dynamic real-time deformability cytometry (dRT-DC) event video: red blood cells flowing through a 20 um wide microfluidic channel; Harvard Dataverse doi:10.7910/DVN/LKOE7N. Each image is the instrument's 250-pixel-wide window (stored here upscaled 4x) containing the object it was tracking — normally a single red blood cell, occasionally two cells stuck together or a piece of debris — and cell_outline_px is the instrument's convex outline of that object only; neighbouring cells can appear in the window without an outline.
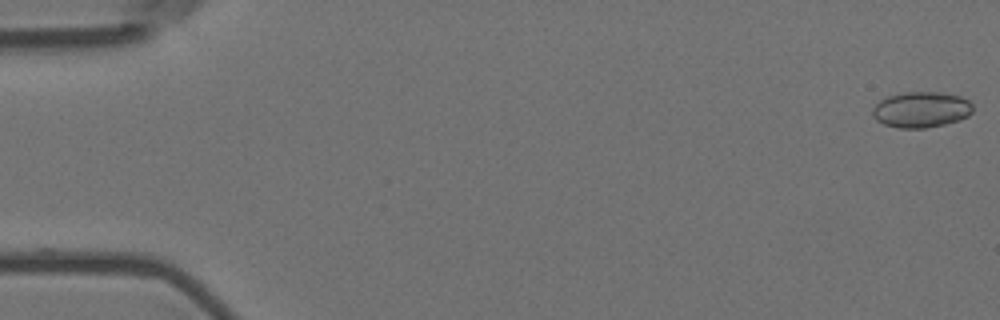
{"species": "Egyptian fruit bat (a non-hibernating species)", "species_latin": "Rousettus aegyptiacus", "temperature_condition": "room temperature", "stored_images_in_passage": 57, "camera_frame_rate_fps": 3000, "um_per_image_px": 0.085, "animal": {"sex": "female"}, "frame": {"image": 1, "passage_image": 1, "time_ms": 0.0, "image_size_px": [1000, 320], "cell_outline_px": [[972, 112], [968, 116], [960, 120], [944, 124], [924, 128], [900, 128], [884, 124], [876, 120], [872, 116], [872, 108], [880, 100], [888, 96], [904, 92], [944, 92], [960, 96], [968, 100], [972, 104]], "centroid_in_image_um": [78.3, 9.31], "position_along_channel_um": 6.7, "area_um2": 21.04}}
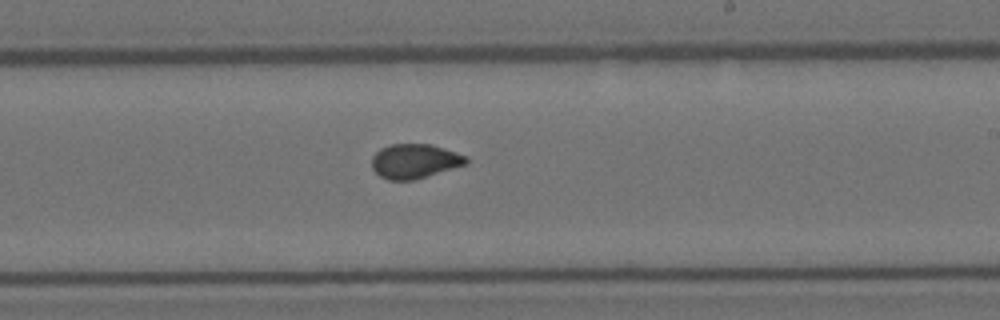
{"frame": {"image": 2, "passage_image": 34, "time_ms": 11.0, "image_size_px": [1000, 320], "cell_outline_px": [[468, 164], [412, 180], [388, 180], [380, 176], [372, 168], [372, 156], [380, 148], [392, 144], [428, 144], [444, 148], [456, 152], [464, 156], [468, 160]], "centroid_in_image_um": [35.22, 13.7], "position_along_channel_um": 253.8, "area_um2": 18.79}}
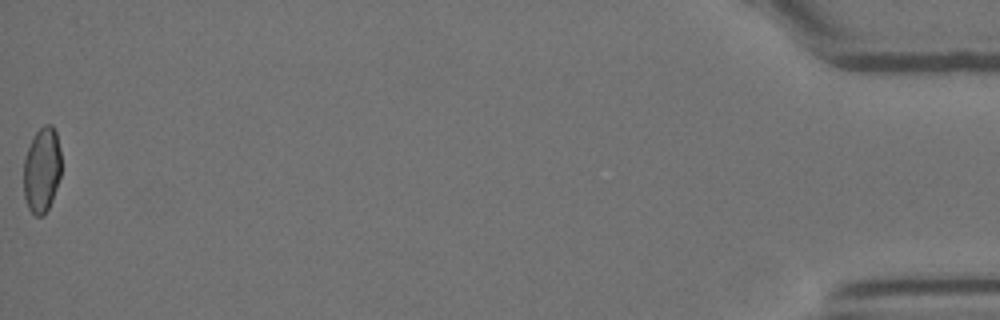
{"frame": {"image": 3, "passage_image": 57, "time_ms": 18.667, "image_size_px": [1000, 320], "cell_outline_px": [[60, 176], [52, 200], [44, 216], [36, 216], [28, 208], [24, 196], [24, 160], [28, 148], [36, 132], [44, 124], [52, 124], [56, 132], [60, 148]], "centroid_in_image_um": [3.56, 14.44], "position_along_channel_um": 431.6, "area_um2": 18.61}, "authors_computed_cell_mechanics": {"area_um2": 19.363, "velocity_mm_per_s": 3.6012, "shape_relaxation_time_tau1_ms": null, "shape_relaxation_time_tau2_ms": 1.0781, "deformation_change_tau1": null, "deformation_change_tau2": 0.0494}}